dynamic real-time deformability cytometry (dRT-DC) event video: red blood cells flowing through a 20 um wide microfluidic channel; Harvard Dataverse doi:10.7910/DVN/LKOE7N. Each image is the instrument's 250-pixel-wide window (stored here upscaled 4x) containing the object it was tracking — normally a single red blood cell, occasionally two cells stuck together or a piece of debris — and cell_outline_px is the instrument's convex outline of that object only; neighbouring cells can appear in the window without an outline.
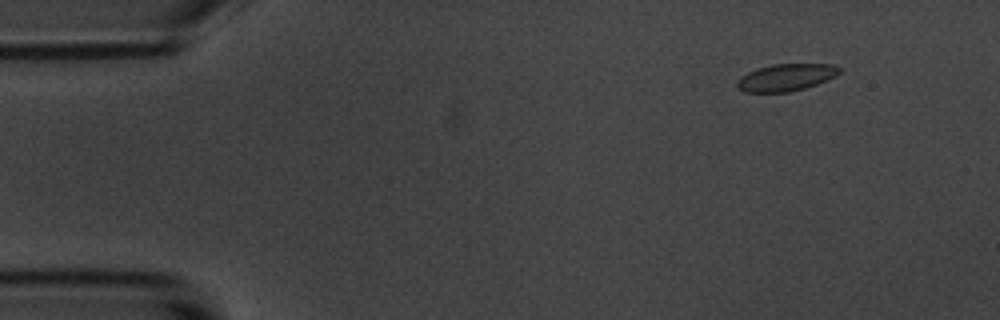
{"species": "common noctule bat (a hibernating species)", "species_latin": "Nyctalus noctula", "temperature_condition": "room temperature", "stored_images_in_passage": 4, "camera_frame_rate_fps": 3000, "um_per_image_px": 0.085, "animal": {"sex": "male", "body_mass_g": 20.1, "forearm_length_mm": 53.5}, "frame": {"image": 1, "passage_image": 1, "time_ms": 0.0, "image_size_px": [1000, 320], "cell_outline_px": [[840, 72], [836, 76], [816, 84], [804, 88], [788, 92], [744, 92], [736, 88], [736, 80], [740, 76], [756, 68], [772, 64], [832, 64], [840, 68]], "centroid_in_image_um": [66.75, 6.58], "position_along_channel_um": 18.2, "area_um2": 16.24}}
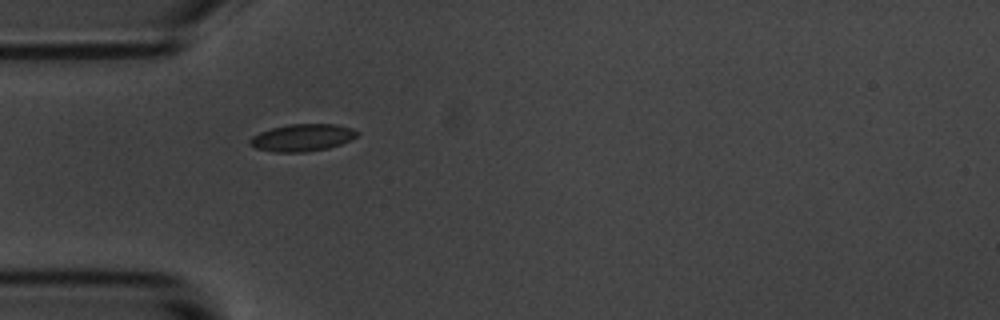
{"frame": {"image": 2, "passage_image": 4, "time_ms": 3.667, "image_size_px": [1000, 320], "cell_outline_px": [[360, 132], [356, 136], [340, 144], [328, 148], [304, 152], [276, 152], [256, 148], [248, 144], [248, 140], [252, 136], [260, 132], [272, 128], [288, 124], [336, 124], [352, 128]], "centroid_in_image_um": [25.67, 11.69], "position_along_channel_um": 59.3, "area_um2": 16.94}}